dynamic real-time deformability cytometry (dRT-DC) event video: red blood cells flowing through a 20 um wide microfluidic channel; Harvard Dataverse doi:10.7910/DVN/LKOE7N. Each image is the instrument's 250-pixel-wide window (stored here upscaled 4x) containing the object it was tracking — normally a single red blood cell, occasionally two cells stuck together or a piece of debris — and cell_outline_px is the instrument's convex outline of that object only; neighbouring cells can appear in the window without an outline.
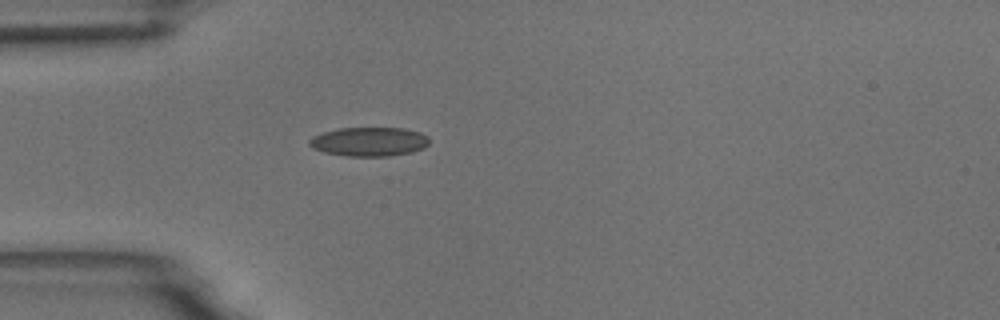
{"species": "common noctule bat (a hibernating species)", "species_latin": "Nyctalus noctula", "temperature_condition": "room temperature", "stored_images_in_passage": 1, "camera_frame_rate_fps": 3000, "um_per_image_px": 0.085, "animal": {"sex": "male", "body_mass_g": 18.8}, "frame": {"image": 1, "passage_image": 1, "time_ms": 0.0, "image_size_px": [1000, 320], "cell_outline_px": [[428, 144], [424, 148], [412, 152], [388, 156], [344, 156], [324, 152], [312, 148], [308, 144], [308, 140], [312, 136], [324, 132], [340, 128], [404, 128], [420, 132], [428, 136]], "centroid_in_image_um": [31.36, 12.04], "position_along_channel_um": 53.6, "area_um2": 20.4}}